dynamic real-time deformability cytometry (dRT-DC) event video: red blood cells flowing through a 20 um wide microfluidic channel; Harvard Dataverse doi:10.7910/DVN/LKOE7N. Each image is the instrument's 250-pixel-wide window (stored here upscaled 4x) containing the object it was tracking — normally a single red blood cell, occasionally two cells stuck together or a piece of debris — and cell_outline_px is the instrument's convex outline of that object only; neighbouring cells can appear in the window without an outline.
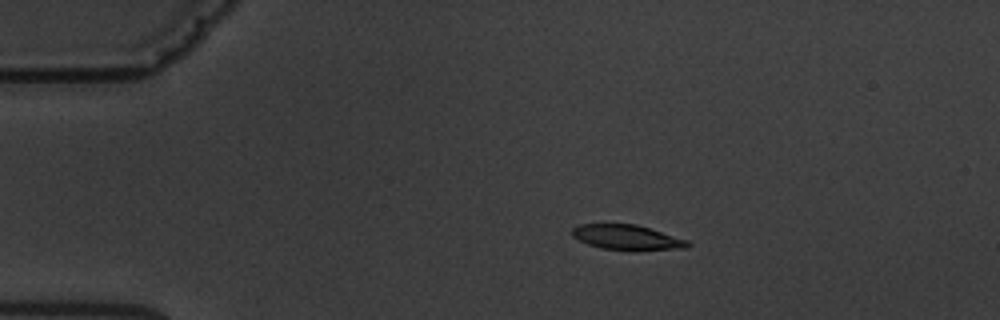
{"species": "common noctule bat (a hibernating species)", "species_latin": "Nyctalus noctula", "temperature_condition": "warm", "stored_images_in_passage": 6, "camera_frame_rate_fps": 3000, "um_per_image_px": 0.085, "animal": {"sex": "male", "body_mass_g": 19.5, "forearm_length_mm": 54.6}, "frame": {"image": 1, "passage_image": 4, "time_ms": 3.667, "image_size_px": [1000, 320], "cell_outline_px": [[692, 244], [688, 248], [636, 252], [600, 248], [588, 244], [572, 236], [572, 228], [580, 224], [636, 224], [688, 240]], "centroid_in_image_um": [53.35, 20.21], "position_along_channel_um": 31.6, "area_um2": 17.28}}
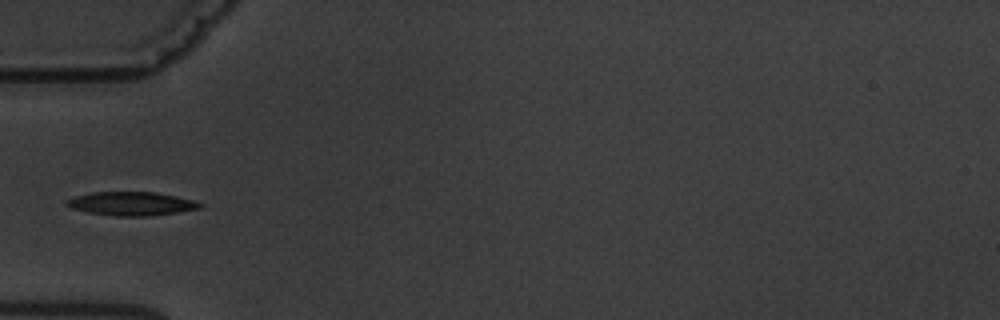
{"frame": {"image": 2, "passage_image": 6, "time_ms": 6.333, "image_size_px": [1000, 320], "cell_outline_px": [[204, 208], [148, 216], [116, 216], [88, 212], [72, 208], [64, 204], [64, 200], [72, 196], [92, 192], [156, 192], [176, 196], [192, 200], [204, 204]], "centroid_in_image_um": [11.14, 17.3], "position_along_channel_um": 73.9, "area_um2": 18.5}}